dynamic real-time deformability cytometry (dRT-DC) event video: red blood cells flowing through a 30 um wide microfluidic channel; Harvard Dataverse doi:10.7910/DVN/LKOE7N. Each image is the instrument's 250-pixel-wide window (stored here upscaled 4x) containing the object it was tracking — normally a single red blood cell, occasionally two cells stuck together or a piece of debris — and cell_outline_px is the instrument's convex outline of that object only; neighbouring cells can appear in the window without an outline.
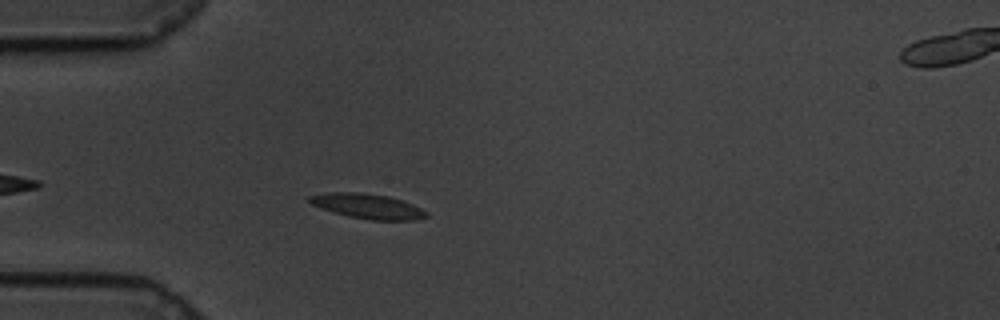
{"species": "common noctule bat (a hibernating species)", "species_latin": "Nyctalus noctula", "temperature_condition": "cold", "stored_images_in_passage": 38, "camera_frame_rate_fps": 3000, "um_per_image_px": 0.085, "animal": {"sex": "male", "body_mass_g": 19.5, "forearm_length_mm": 54.6}, "frame": {"image": 1, "passage_image": 6, "time_ms": 1.667, "image_size_px": [1000, 320], "cell_outline_px": [[428, 216], [416, 220], [368, 220], [348, 216], [312, 204], [308, 200], [308, 196], [328, 192], [356, 192], [388, 196], [412, 204], [428, 212]], "centroid_in_image_um": [31.28, 17.53], "position_along_channel_um": 53.7, "area_um2": 16.7}}
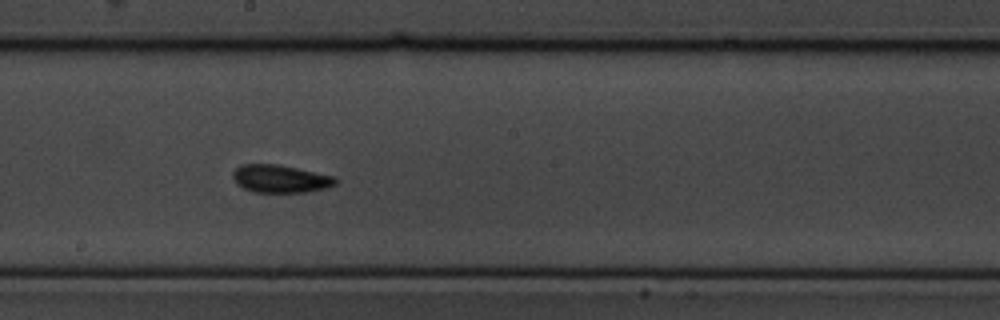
{"frame": {"image": 2, "passage_image": 22, "time_ms": 7.0, "image_size_px": [1000, 320], "cell_outline_px": [[340, 180], [336, 184], [328, 188], [308, 192], [252, 192], [236, 184], [232, 176], [232, 172], [240, 164], [280, 164], [336, 176]], "centroid_in_image_um": [23.87, 15.19], "position_along_channel_um": 224.3, "area_um2": 17.05}}
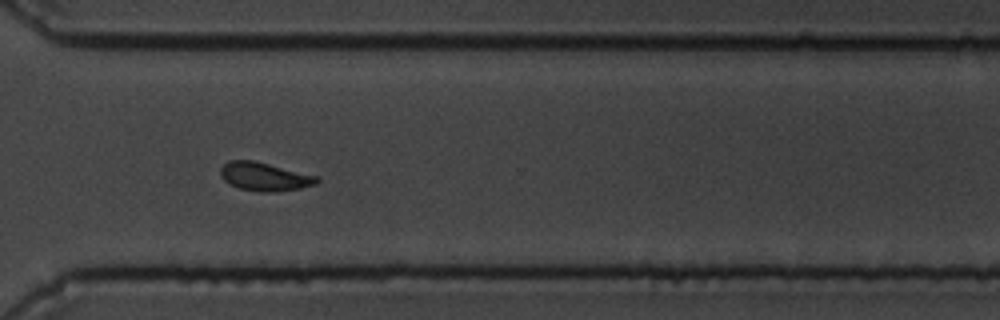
{"frame": {"image": 3, "passage_image": 33, "time_ms": 10.667, "image_size_px": [1000, 320], "cell_outline_px": [[320, 180], [316, 184], [300, 188], [272, 192], [260, 192], [240, 188], [224, 180], [220, 176], [220, 168], [228, 160], [252, 160], [320, 176]], "centroid_in_image_um": [22.51, 15.0], "position_along_channel_um": 348.1, "area_um2": 15.95}, "authors_computed_cell_mechanics": {"area_um2": 16.184, "velocity_mm_per_s": 3.3677, "shape_relaxation_time_tau1_ms": 5.115, "shape_relaxation_time_tau2_ms": 3.0924, "deformation_change_tau1": 0.1679, "deformation_change_tau2": 0.0938}}